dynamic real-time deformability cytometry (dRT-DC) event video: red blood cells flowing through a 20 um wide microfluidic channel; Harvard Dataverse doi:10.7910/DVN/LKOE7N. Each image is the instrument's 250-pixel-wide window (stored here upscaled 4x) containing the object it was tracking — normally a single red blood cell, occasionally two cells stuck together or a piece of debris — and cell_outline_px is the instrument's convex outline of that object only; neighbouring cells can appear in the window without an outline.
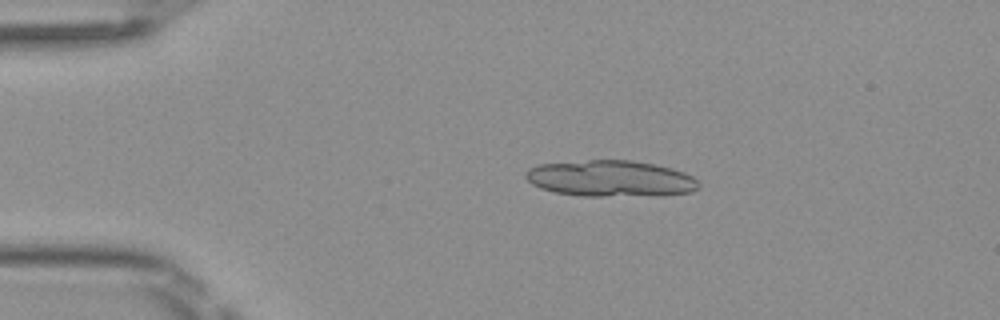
{"species": "Egyptian fruit bat (a non-hibernating species)", "species_latin": "Rousettus aegyptiacus", "temperature_condition": "room temperature", "stored_images_in_passage": 25, "camera_frame_rate_fps": 3000, "um_per_image_px": 0.085, "frame": {"image": 1, "passage_image": 8, "time_ms": 2.333, "image_size_px": [1000, 320], "cell_outline_px": [[700, 188], [692, 192], [664, 196], [580, 196], [556, 192], [540, 188], [532, 184], [524, 176], [524, 172], [528, 168], [540, 164], [588, 160], [632, 160], [656, 164], [672, 168], [684, 172], [692, 176], [700, 184]], "centroid_in_image_um": [51.94, 15.18], "position_along_channel_um": 33.1, "area_um2": 37.11}}